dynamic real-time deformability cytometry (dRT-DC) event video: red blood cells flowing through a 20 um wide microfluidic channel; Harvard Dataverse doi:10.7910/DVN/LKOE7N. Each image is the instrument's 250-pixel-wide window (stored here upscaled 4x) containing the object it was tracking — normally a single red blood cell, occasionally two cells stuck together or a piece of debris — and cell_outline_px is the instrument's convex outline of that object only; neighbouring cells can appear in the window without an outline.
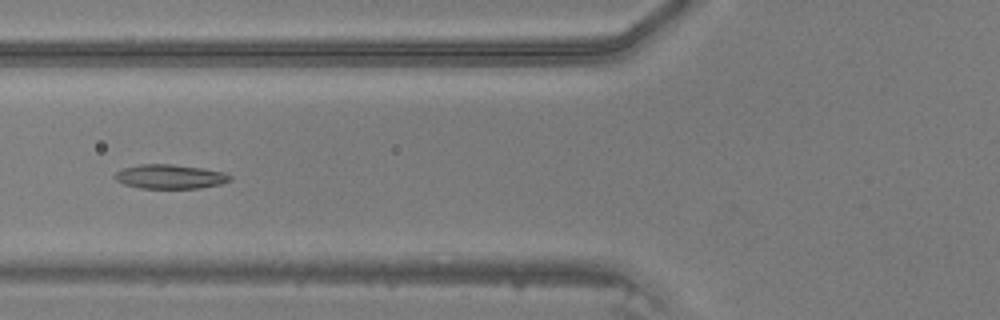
{"species": "common noctule bat (a hibernating species)", "species_latin": "Nyctalus noctula", "temperature_condition": "warm", "stored_images_in_passage": 37, "camera_frame_rate_fps": 3000, "um_per_image_px": 0.085, "animal": {"sex": "male", "body_mass_g": 20.5, "forearm_length_mm": 52.5}, "frame": {"image": 1, "passage_image": 9, "time_ms": 2.667, "image_size_px": [1000, 320], "cell_outline_px": [[232, 180], [220, 184], [200, 188], [140, 188], [124, 184], [116, 180], [112, 176], [116, 172], [124, 168], [140, 164], [172, 164], [204, 168], [224, 172], [232, 176]], "centroid_in_image_um": [14.46, 15.01], "position_along_channel_um": 111.3, "area_um2": 16.36}}
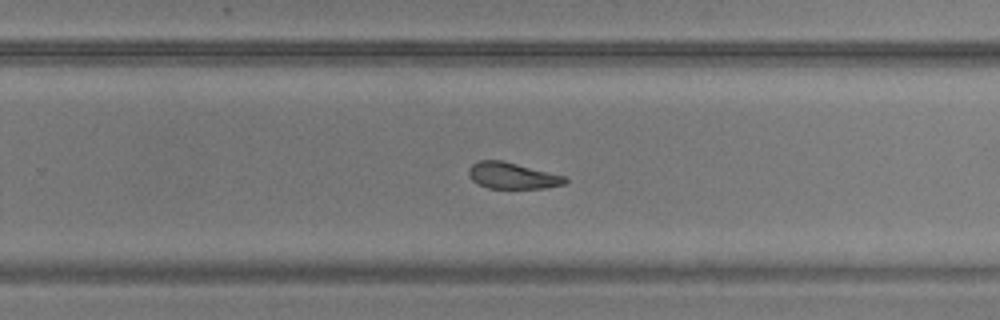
{"frame": {"image": 2, "passage_image": 21, "time_ms": 6.667, "image_size_px": [1000, 320], "cell_outline_px": [[568, 180], [564, 184], [544, 188], [488, 188], [476, 184], [472, 180], [468, 172], [468, 168], [472, 164], [480, 160], [500, 160], [568, 176]], "centroid_in_image_um": [43.56, 14.93], "position_along_channel_um": 286.2, "area_um2": 14.85}}
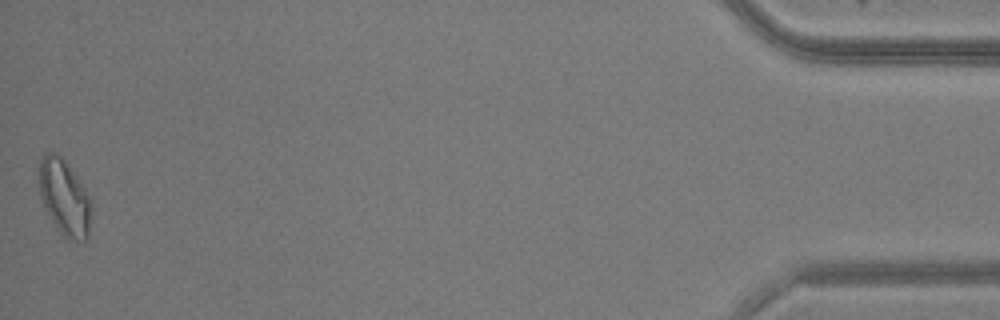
{"frame": {"image": 3, "passage_image": 37, "time_ms": 12.0, "image_size_px": [1000, 320], "cell_outline_px": [[92, 208], [88, 236], [84, 244], [64, 236], [60, 232], [52, 220], [40, 196], [40, 156], [44, 152], [56, 152], [64, 160], [84, 188], [92, 200]], "centroid_in_image_um": [5.51, 16.8], "position_along_channel_um": 429.7, "area_um2": 22.89}}